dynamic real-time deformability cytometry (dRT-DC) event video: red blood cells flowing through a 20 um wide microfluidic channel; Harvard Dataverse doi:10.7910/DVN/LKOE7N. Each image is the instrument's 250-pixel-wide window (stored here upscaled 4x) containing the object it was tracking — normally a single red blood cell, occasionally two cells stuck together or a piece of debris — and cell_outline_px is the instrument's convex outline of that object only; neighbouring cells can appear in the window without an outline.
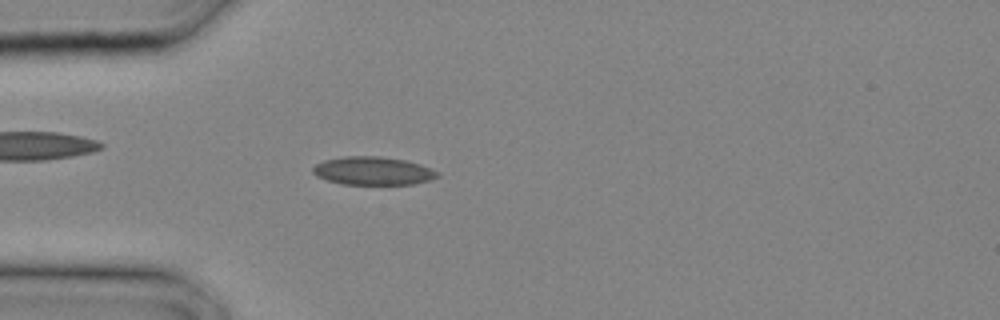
{"species": "common noctule bat (a hibernating species)", "species_latin": "Nyctalus noctula", "temperature_condition": "cold", "stored_images_in_passage": 7, "camera_frame_rate_fps": 3000, "um_per_image_px": 0.085, "animal": {"sex": "male", "body_mass_g": 20.4}, "frame": {"image": 1, "passage_image": 3, "time_ms": 0.667, "image_size_px": [1000, 320], "cell_outline_px": [[440, 176], [428, 180], [412, 184], [340, 184], [316, 176], [312, 172], [312, 168], [316, 164], [324, 160], [344, 156], [380, 156], [404, 160], [420, 164], [440, 172]], "centroid_in_image_um": [31.69, 14.52], "position_along_channel_um": 53.3, "area_um2": 20.46}}
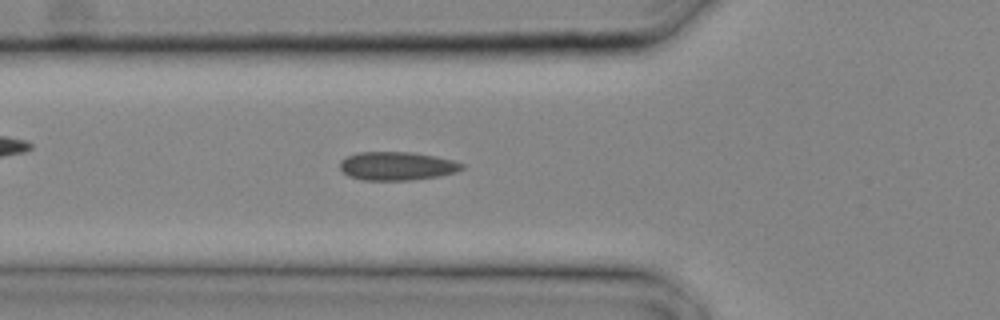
{"frame": {"image": 2, "passage_image": 5, "time_ms": 1.333, "image_size_px": [1000, 320], "cell_outline_px": [[464, 168], [456, 172], [440, 176], [408, 180], [360, 180], [348, 176], [340, 168], [340, 160], [356, 152], [412, 152], [436, 156], [452, 160], [464, 164]], "centroid_in_image_um": [33.73, 14.11], "position_along_channel_um": 92.1, "area_um2": 20.35}}
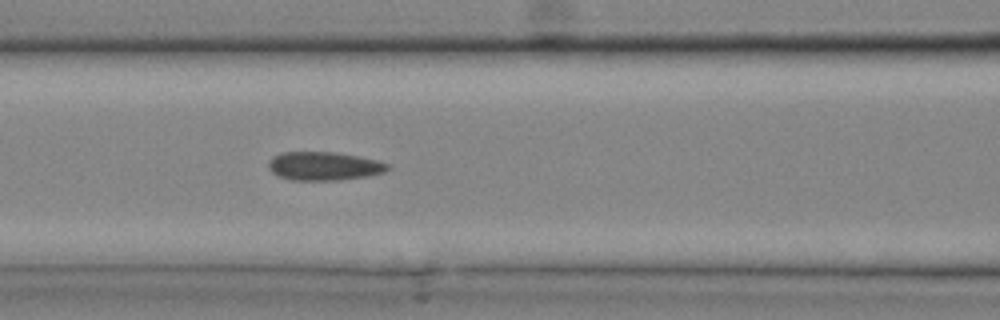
{"frame": {"image": 3, "passage_image": 7, "time_ms": 2.0, "image_size_px": [1000, 320], "cell_outline_px": [[392, 168], [384, 172], [364, 176], [340, 180], [292, 180], [280, 176], [272, 172], [268, 168], [268, 160], [272, 156], [280, 152], [332, 152], [356, 156], [376, 160], [388, 164]], "centroid_in_image_um": [27.49, 14.11], "position_along_channel_um": 139.1, "area_um2": 19.71}}